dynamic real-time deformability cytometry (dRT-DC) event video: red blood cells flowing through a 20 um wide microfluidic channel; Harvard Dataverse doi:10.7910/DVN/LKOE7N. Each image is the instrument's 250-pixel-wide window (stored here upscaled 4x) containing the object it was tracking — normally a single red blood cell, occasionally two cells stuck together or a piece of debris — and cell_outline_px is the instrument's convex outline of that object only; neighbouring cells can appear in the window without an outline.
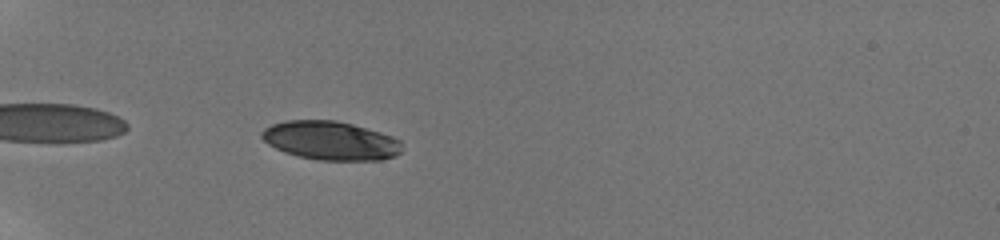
{"species": "human", "species_latin": "Homo sapiens", "temperature_condition": "room temperature", "stored_images_in_passage": 6, "camera_frame_rate_fps": 3000, "um_per_image_px": 0.085, "donor": {"sex": "male"}, "frame": {"image": 1, "passage_image": 2, "time_ms": 1.0, "image_size_px": [1000, 240], "cell_outline_px": [[400, 152], [396, 156], [380, 160], [316, 160], [284, 152], [268, 144], [260, 136], [260, 132], [264, 128], [272, 124], [284, 120], [336, 120], [352, 124], [380, 132], [392, 136], [400, 140]], "centroid_in_image_um": [28.07, 11.94], "position_along_channel_um": 56.9, "area_um2": 31.67}}
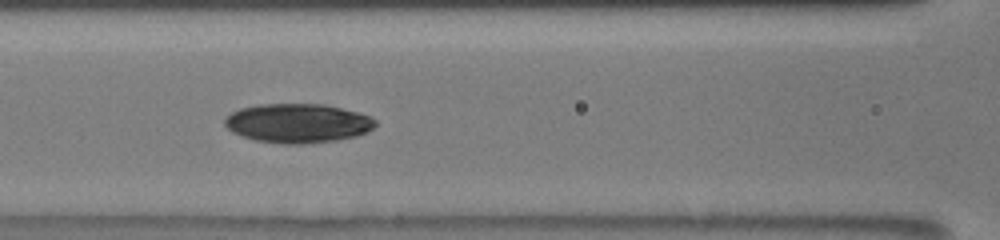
{"frame": {"image": 2, "passage_image": 5, "time_ms": 4.0, "image_size_px": [1000, 240], "cell_outline_px": [[376, 124], [368, 132], [356, 136], [336, 140], [304, 144], [284, 144], [256, 140], [232, 132], [224, 124], [224, 120], [232, 112], [240, 108], [256, 104], [324, 104], [356, 112], [368, 116], [376, 120]], "centroid_in_image_um": [25.3, 10.47], "position_along_channel_um": 141.3, "area_um2": 34.22}}